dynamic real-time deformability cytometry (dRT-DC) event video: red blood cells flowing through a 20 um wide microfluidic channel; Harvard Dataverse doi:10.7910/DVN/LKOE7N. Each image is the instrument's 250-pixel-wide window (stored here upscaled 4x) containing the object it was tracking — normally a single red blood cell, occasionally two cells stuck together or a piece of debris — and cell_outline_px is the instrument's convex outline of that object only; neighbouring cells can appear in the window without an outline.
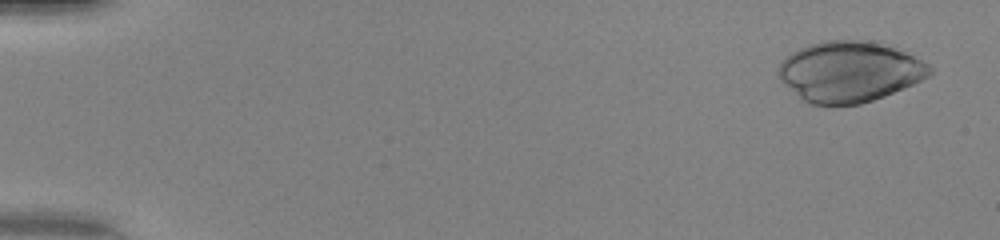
{"species": "human", "species_latin": "Homo sapiens", "temperature_condition": "warm", "stored_images_in_passage": 50, "camera_frame_rate_fps": 3000, "um_per_image_px": 0.085, "donor": {"sex": "female"}, "frame": {"image": 1, "passage_image": 3, "time_ms": 0.667, "image_size_px": [1000, 240], "cell_outline_px": [[932, 72], [928, 76], [904, 88], [884, 96], [860, 104], [832, 108], [808, 104], [784, 84], [780, 80], [776, 72], [776, 68], [780, 60], [792, 52], [808, 44], [820, 40], [880, 40], [928, 64], [932, 68]], "centroid_in_image_um": [72.14, 6.1], "position_along_channel_um": 12.9, "area_um2": 54.51}}
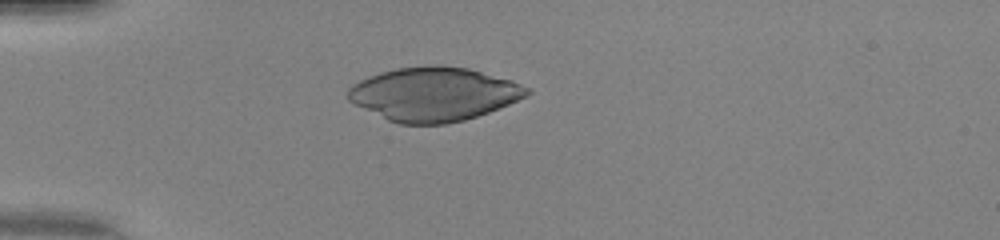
{"frame": {"image": 2, "passage_image": 15, "time_ms": 4.667, "image_size_px": [1000, 240], "cell_outline_px": [[532, 92], [528, 96], [488, 112], [464, 120], [448, 124], [400, 124], [388, 120], [348, 100], [348, 88], [352, 84], [368, 76], [380, 72], [396, 68], [428, 64], [436, 64], [468, 68], [512, 80], [532, 88]], "centroid_in_image_um": [36.9, 7.98], "position_along_channel_um": 48.1, "area_um2": 56.24}}
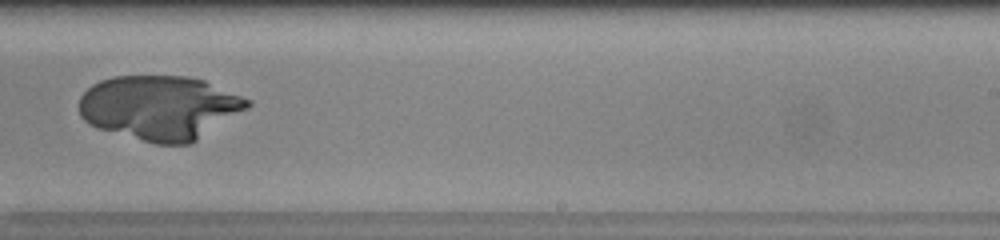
{"frame": {"image": 3, "passage_image": 33, "time_ms": 10.667, "image_size_px": [1000, 240], "cell_outline_px": [[252, 104], [248, 108], [192, 144], [156, 144], [96, 128], [88, 124], [80, 116], [80, 96], [92, 84], [100, 80], [116, 76], [188, 76], [204, 80], [252, 100]], "centroid_in_image_um": [13.59, 9.15], "position_along_channel_um": 275.4, "area_um2": 63.35}}